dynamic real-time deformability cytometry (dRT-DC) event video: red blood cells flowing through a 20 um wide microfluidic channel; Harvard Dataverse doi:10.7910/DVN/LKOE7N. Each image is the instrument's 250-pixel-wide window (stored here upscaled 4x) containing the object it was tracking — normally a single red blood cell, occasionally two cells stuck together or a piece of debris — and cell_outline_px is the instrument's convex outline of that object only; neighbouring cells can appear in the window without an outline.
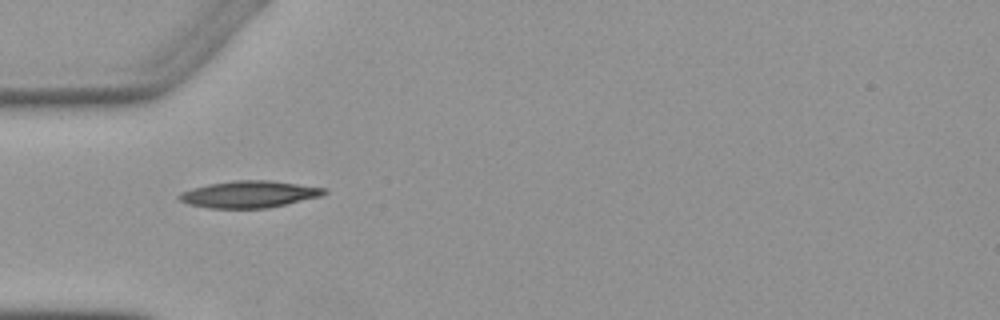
{"species": "Egyptian fruit bat (a non-hibernating species)", "species_latin": "Rousettus aegyptiacus", "temperature_condition": "warm", "stored_images_in_passage": 3, "camera_frame_rate_fps": 3000, "um_per_image_px": 0.085, "animal": {"sex": "female"}, "frame": {"image": 1, "passage_image": 1, "time_ms": 0.0, "image_size_px": [1000, 320], "cell_outline_px": [[328, 192], [320, 196], [268, 208], [208, 208], [188, 204], [180, 200], [176, 196], [180, 192], [192, 188], [208, 184], [236, 180], [268, 180], [328, 188]], "centroid_in_image_um": [21.16, 16.51], "position_along_channel_um": 63.8, "area_um2": 22.66}}
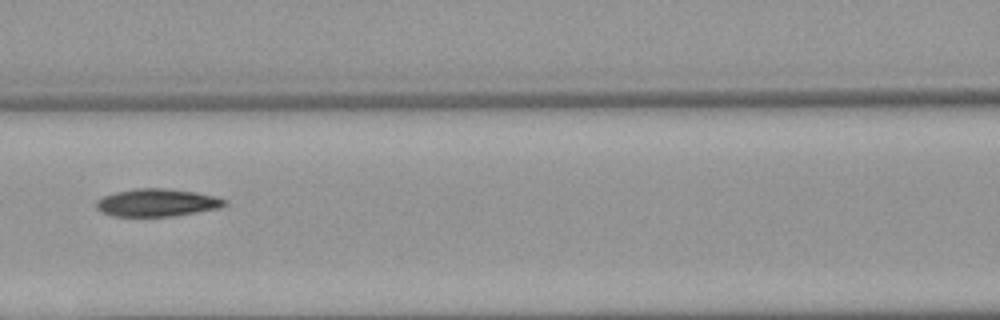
{"frame": {"image": 2, "passage_image": 3, "time_ms": 2.333, "image_size_px": [1000, 320], "cell_outline_px": [[228, 204], [220, 208], [176, 216], [112, 216], [100, 212], [96, 208], [96, 200], [104, 196], [116, 192], [136, 188], [164, 188], [196, 192], [216, 196], [228, 200]], "centroid_in_image_um": [13.37, 17.23], "position_along_channel_um": 153.2, "area_um2": 20.92}}